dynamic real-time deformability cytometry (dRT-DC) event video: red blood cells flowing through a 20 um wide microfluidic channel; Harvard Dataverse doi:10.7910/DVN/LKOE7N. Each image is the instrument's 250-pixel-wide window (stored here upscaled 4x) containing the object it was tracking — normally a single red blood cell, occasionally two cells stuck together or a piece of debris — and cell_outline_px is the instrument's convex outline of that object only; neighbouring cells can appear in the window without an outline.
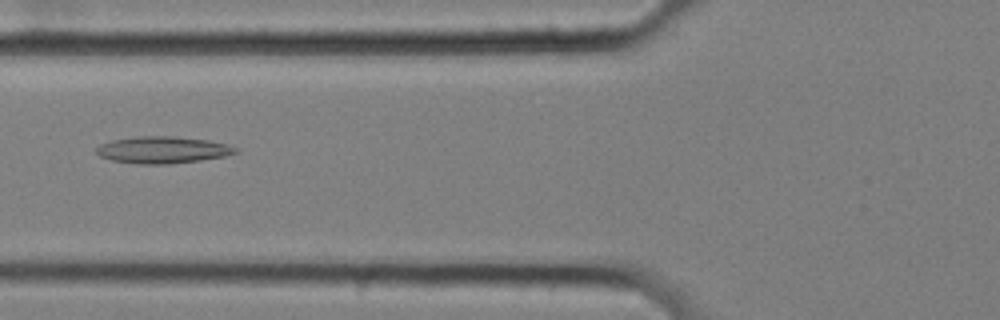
{"species": "common noctule bat (a hibernating species)", "species_latin": "Nyctalus noctula", "temperature_condition": "cold", "stored_images_in_passage": 58, "camera_frame_rate_fps": 3000, "um_per_image_px": 0.085, "animal": {"sex": "female", "body_mass_g": 25.1}, "frame": {"image": 1, "passage_image": 23, "time_ms": 7.333, "image_size_px": [1000, 320], "cell_outline_px": [[240, 152], [224, 156], [200, 160], [168, 164], [136, 164], [112, 160], [100, 156], [96, 152], [96, 148], [100, 144], [112, 140], [136, 136], [176, 136], [208, 140], [228, 144], [240, 148]], "centroid_in_image_um": [13.86, 12.73], "position_along_channel_um": 111.9, "area_um2": 21.96}}
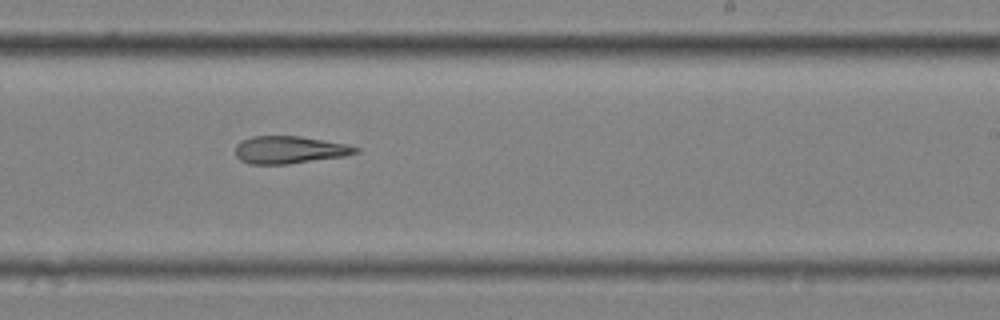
{"frame": {"image": 2, "passage_image": 36, "time_ms": 11.667, "image_size_px": [1000, 320], "cell_outline_px": [[360, 152], [344, 156], [288, 164], [252, 164], [240, 160], [236, 156], [236, 144], [240, 140], [252, 136], [300, 136], [344, 144], [360, 148]], "centroid_in_image_um": [24.57, 12.73], "position_along_channel_um": 264.4, "area_um2": 19.19}}
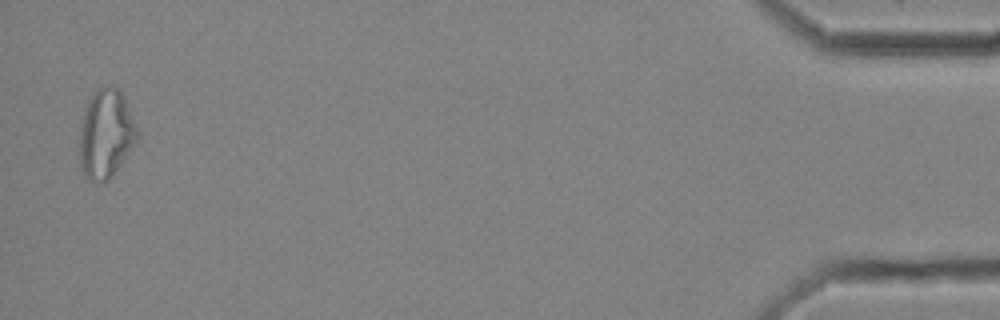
{"frame": {"image": 3, "passage_image": 57, "time_ms": 18.667, "image_size_px": [1000, 320], "cell_outline_px": [[140, 136], [112, 176], [104, 180], [88, 180], [80, 164], [80, 128], [84, 112], [88, 100], [96, 88], [116, 88], [124, 96], [140, 132]], "centroid_in_image_um": [9.02, 11.36], "position_along_channel_um": 426.2, "area_um2": 29.42}, "authors_computed_cell_mechanics": {"area_um2": 23.3801, "velocity_mm_per_s": 3.5238, "shape_relaxation_time_tau1_ms": null, "shape_relaxation_time_tau2_ms": 6.5975, "deformation_change_tau1": null, "deformation_change_tau2": 0.1825}}